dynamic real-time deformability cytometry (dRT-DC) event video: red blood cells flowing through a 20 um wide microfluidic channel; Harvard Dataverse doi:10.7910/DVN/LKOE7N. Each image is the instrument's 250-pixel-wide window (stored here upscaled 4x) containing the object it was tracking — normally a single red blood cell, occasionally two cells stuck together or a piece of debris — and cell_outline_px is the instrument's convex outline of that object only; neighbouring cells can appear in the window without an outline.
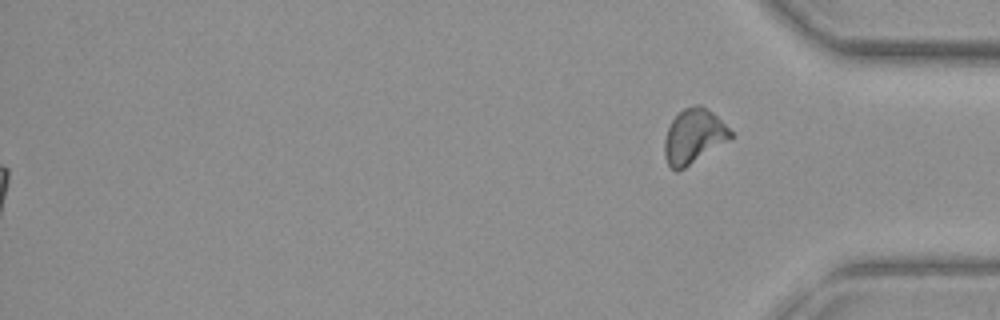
{"species": "common noctule bat (a hibernating species)", "species_latin": "Nyctalus noctula", "temperature_condition": "warm", "stored_images_in_passage": 55, "segment_of_instrument_passage": [2, 2], "camera_frame_rate_fps": 3000, "um_per_image_px": 0.085, "animal": {"sex": "female", "body_mass_g": 29.2, "forearm_length_mm": 56.3}, "frame": {"image": 1, "passage_image": 55, "time_ms": 18.0, "image_size_px": [1000, 320], "cell_outline_px": [[732, 136], [728, 140], [684, 168], [676, 172], [668, 164], [664, 156], [664, 140], [668, 128], [672, 120], [684, 108], [696, 104], [700, 104], [712, 112], [732, 132]], "centroid_in_image_um": [58.93, 11.58], "position_along_channel_um": 376.3, "area_um2": 20.58}}